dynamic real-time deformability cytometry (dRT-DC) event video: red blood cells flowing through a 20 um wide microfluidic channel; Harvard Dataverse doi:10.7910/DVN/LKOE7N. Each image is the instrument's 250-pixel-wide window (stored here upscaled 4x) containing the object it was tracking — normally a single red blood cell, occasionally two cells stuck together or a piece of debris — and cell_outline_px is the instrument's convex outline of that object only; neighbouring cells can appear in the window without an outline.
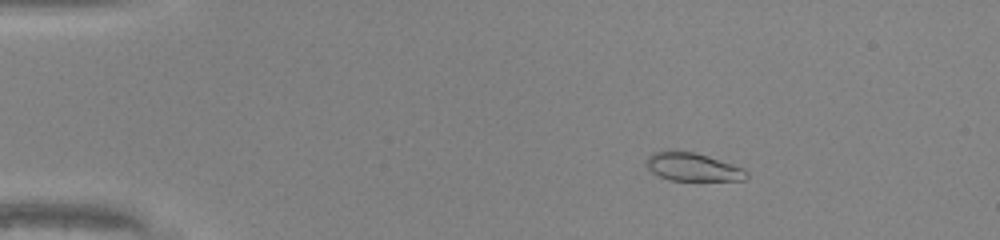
{"species": "common noctule bat (a hibernating species)", "species_latin": "Nyctalus noctula", "temperature_condition": "warm", "stored_images_in_passage": 50, "camera_frame_rate_fps": 3000, "um_per_image_px": 0.085, "animal": {"sex": "male", "body_mass_g": 20.0, "forearm_length_mm": 53.3}, "frame": {"image": 1, "passage_image": 9, "time_ms": 2.667, "image_size_px": [1000, 240], "cell_outline_px": [[748, 176], [744, 180], [668, 180], [652, 172], [644, 164], [644, 160], [652, 152], [676, 148], [696, 152], [744, 168], [748, 172]], "centroid_in_image_um": [58.82, 14.15], "position_along_channel_um": 26.2, "area_um2": 16.94}}
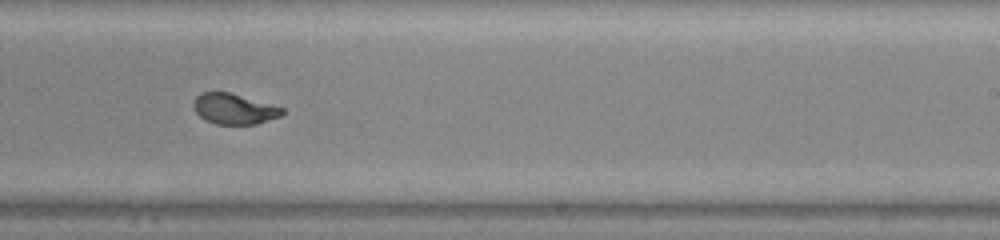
{"frame": {"image": 2, "passage_image": 32, "time_ms": 10.333, "image_size_px": [1000, 240], "cell_outline_px": [[284, 112], [280, 116], [256, 124], [216, 124], [204, 120], [192, 108], [192, 104], [196, 96], [200, 92], [228, 92], [284, 108]], "centroid_in_image_um": [19.84, 9.26], "position_along_channel_um": 269.2, "area_um2": 15.72}}
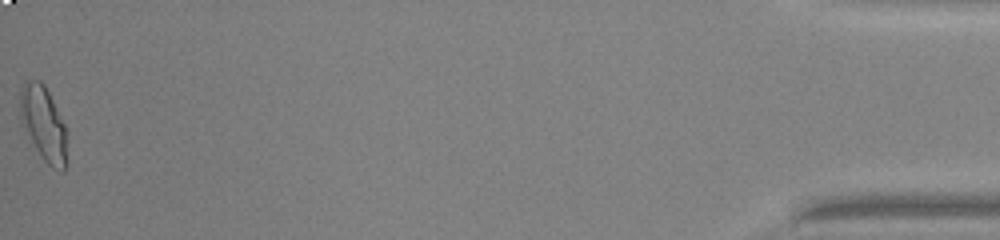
{"frame": {"image": 3, "passage_image": 50, "time_ms": 16.333, "image_size_px": [1000, 240], "cell_outline_px": [[68, 164], [64, 172], [60, 172], [52, 168], [40, 156], [20, 124], [20, 88], [28, 80], [40, 80], [44, 84], [64, 124], [68, 160]], "centroid_in_image_um": [3.69, 10.58], "position_along_channel_um": 431.5, "area_um2": 20.63}, "authors_computed_cell_mechanics": {"area_um2": 17.051, "velocity_mm_per_s": 4.2559, "shape_relaxation_time_tau1_ms": 8.124, "shape_relaxation_time_tau2_ms": null, "deformation_change_tau1": 0.2562, "deformation_change_tau2": null}}